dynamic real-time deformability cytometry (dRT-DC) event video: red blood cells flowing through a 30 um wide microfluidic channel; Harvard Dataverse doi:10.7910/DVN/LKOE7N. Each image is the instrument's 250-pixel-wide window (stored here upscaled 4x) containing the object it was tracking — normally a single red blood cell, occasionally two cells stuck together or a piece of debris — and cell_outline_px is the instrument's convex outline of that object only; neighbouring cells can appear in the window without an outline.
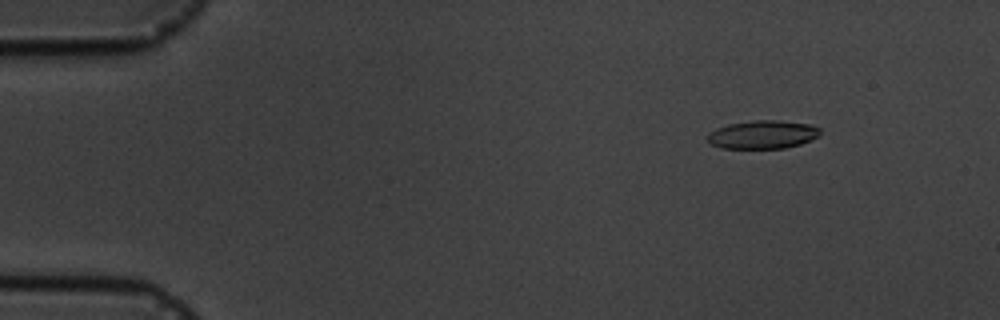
{"species": "common noctule bat (a hibernating species)", "species_latin": "Nyctalus noctula", "temperature_condition": "cold", "stored_images_in_passage": 4, "camera_frame_rate_fps": 3000, "um_per_image_px": 0.085, "animal": {"sex": "male", "body_mass_g": 19.5, "forearm_length_mm": 54.6}, "frame": {"image": 1, "passage_image": 2, "time_ms": 1.0, "image_size_px": [1000, 320], "cell_outline_px": [[820, 136], [800, 144], [784, 148], [720, 148], [712, 144], [708, 140], [708, 136], [716, 128], [728, 124], [752, 120], [780, 120], [808, 124], [820, 128]], "centroid_in_image_um": [64.85, 11.43], "position_along_channel_um": 20.1, "area_um2": 18.5}}
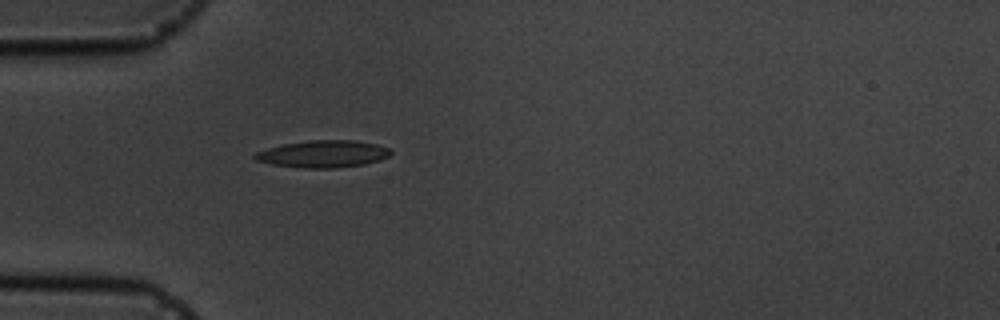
{"frame": {"image": 2, "passage_image": 4, "time_ms": 4.333, "image_size_px": [1000, 320], "cell_outline_px": [[392, 152], [388, 156], [380, 160], [364, 164], [336, 168], [300, 168], [272, 164], [256, 160], [252, 156], [256, 152], [268, 148], [284, 144], [308, 140], [356, 140], [376, 144], [388, 148]], "centroid_in_image_um": [27.46, 13.08], "position_along_channel_um": 57.5, "area_um2": 21.44}}